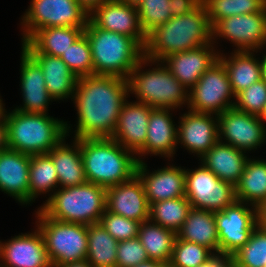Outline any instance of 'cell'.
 <instances>
[{"label":"cell","mask_w":266,"mask_h":267,"mask_svg":"<svg viewBox=\"0 0 266 267\" xmlns=\"http://www.w3.org/2000/svg\"><path fill=\"white\" fill-rule=\"evenodd\" d=\"M127 98V79L105 75L78 78L72 97L77 111L74 139L111 138Z\"/></svg>","instance_id":"cell-1"},{"label":"cell","mask_w":266,"mask_h":267,"mask_svg":"<svg viewBox=\"0 0 266 267\" xmlns=\"http://www.w3.org/2000/svg\"><path fill=\"white\" fill-rule=\"evenodd\" d=\"M212 42V27L205 5L173 17L146 35L144 58L161 62L172 54L196 49Z\"/></svg>","instance_id":"cell-2"},{"label":"cell","mask_w":266,"mask_h":267,"mask_svg":"<svg viewBox=\"0 0 266 267\" xmlns=\"http://www.w3.org/2000/svg\"><path fill=\"white\" fill-rule=\"evenodd\" d=\"M7 126L8 149L28 155L44 154L64 137L70 136V124L48 114L25 113L3 107Z\"/></svg>","instance_id":"cell-3"},{"label":"cell","mask_w":266,"mask_h":267,"mask_svg":"<svg viewBox=\"0 0 266 267\" xmlns=\"http://www.w3.org/2000/svg\"><path fill=\"white\" fill-rule=\"evenodd\" d=\"M80 151L87 182L108 188L136 174L135 153L111 138H82Z\"/></svg>","instance_id":"cell-4"},{"label":"cell","mask_w":266,"mask_h":267,"mask_svg":"<svg viewBox=\"0 0 266 267\" xmlns=\"http://www.w3.org/2000/svg\"><path fill=\"white\" fill-rule=\"evenodd\" d=\"M84 34L91 47L94 75L127 79L144 58V48L134 38L98 28L90 20Z\"/></svg>","instance_id":"cell-5"},{"label":"cell","mask_w":266,"mask_h":267,"mask_svg":"<svg viewBox=\"0 0 266 267\" xmlns=\"http://www.w3.org/2000/svg\"><path fill=\"white\" fill-rule=\"evenodd\" d=\"M149 64L156 67L144 70ZM127 82L129 97L134 94L138 102L153 108L175 110L189 103V90L162 62L143 58L129 74Z\"/></svg>","instance_id":"cell-6"},{"label":"cell","mask_w":266,"mask_h":267,"mask_svg":"<svg viewBox=\"0 0 266 267\" xmlns=\"http://www.w3.org/2000/svg\"><path fill=\"white\" fill-rule=\"evenodd\" d=\"M46 201V202H45ZM39 208L50 218L90 225L99 223L106 210V188L91 182L58 188Z\"/></svg>","instance_id":"cell-7"},{"label":"cell","mask_w":266,"mask_h":267,"mask_svg":"<svg viewBox=\"0 0 266 267\" xmlns=\"http://www.w3.org/2000/svg\"><path fill=\"white\" fill-rule=\"evenodd\" d=\"M36 227L41 232L52 267L85 260L88 251V225L67 223L36 211Z\"/></svg>","instance_id":"cell-8"},{"label":"cell","mask_w":266,"mask_h":267,"mask_svg":"<svg viewBox=\"0 0 266 267\" xmlns=\"http://www.w3.org/2000/svg\"><path fill=\"white\" fill-rule=\"evenodd\" d=\"M22 42L37 30L49 27L85 29L89 13L76 0H31L21 17Z\"/></svg>","instance_id":"cell-9"},{"label":"cell","mask_w":266,"mask_h":267,"mask_svg":"<svg viewBox=\"0 0 266 267\" xmlns=\"http://www.w3.org/2000/svg\"><path fill=\"white\" fill-rule=\"evenodd\" d=\"M200 164L198 168L185 169V197L192 208L223 211L236 201L235 187Z\"/></svg>","instance_id":"cell-10"},{"label":"cell","mask_w":266,"mask_h":267,"mask_svg":"<svg viewBox=\"0 0 266 267\" xmlns=\"http://www.w3.org/2000/svg\"><path fill=\"white\" fill-rule=\"evenodd\" d=\"M234 102L235 94L227 71L218 60L189 90L187 109L199 113L220 115L225 110L232 108Z\"/></svg>","instance_id":"cell-11"},{"label":"cell","mask_w":266,"mask_h":267,"mask_svg":"<svg viewBox=\"0 0 266 267\" xmlns=\"http://www.w3.org/2000/svg\"><path fill=\"white\" fill-rule=\"evenodd\" d=\"M224 38L236 47L233 51H258L266 48V7L252 14L231 16L212 27V43Z\"/></svg>","instance_id":"cell-12"},{"label":"cell","mask_w":266,"mask_h":267,"mask_svg":"<svg viewBox=\"0 0 266 267\" xmlns=\"http://www.w3.org/2000/svg\"><path fill=\"white\" fill-rule=\"evenodd\" d=\"M249 205L236 200L223 211L215 212L219 253L231 257L248 242L258 225L257 208Z\"/></svg>","instance_id":"cell-13"},{"label":"cell","mask_w":266,"mask_h":267,"mask_svg":"<svg viewBox=\"0 0 266 267\" xmlns=\"http://www.w3.org/2000/svg\"><path fill=\"white\" fill-rule=\"evenodd\" d=\"M218 130L220 142L246 153L257 150L266 143V125L259 116L242 112L234 107L218 115Z\"/></svg>","instance_id":"cell-14"},{"label":"cell","mask_w":266,"mask_h":267,"mask_svg":"<svg viewBox=\"0 0 266 267\" xmlns=\"http://www.w3.org/2000/svg\"><path fill=\"white\" fill-rule=\"evenodd\" d=\"M177 143L201 158L218 141V115L188 110L179 116Z\"/></svg>","instance_id":"cell-15"},{"label":"cell","mask_w":266,"mask_h":267,"mask_svg":"<svg viewBox=\"0 0 266 267\" xmlns=\"http://www.w3.org/2000/svg\"><path fill=\"white\" fill-rule=\"evenodd\" d=\"M89 20L98 28L134 38L143 48L146 35L139 24L138 9L118 0H107L89 13Z\"/></svg>","instance_id":"cell-16"},{"label":"cell","mask_w":266,"mask_h":267,"mask_svg":"<svg viewBox=\"0 0 266 267\" xmlns=\"http://www.w3.org/2000/svg\"><path fill=\"white\" fill-rule=\"evenodd\" d=\"M0 267H52L39 229L1 241Z\"/></svg>","instance_id":"cell-17"},{"label":"cell","mask_w":266,"mask_h":267,"mask_svg":"<svg viewBox=\"0 0 266 267\" xmlns=\"http://www.w3.org/2000/svg\"><path fill=\"white\" fill-rule=\"evenodd\" d=\"M216 50L217 47L211 42L196 49L167 56L161 62L182 85L190 90L203 73L219 60L220 51Z\"/></svg>","instance_id":"cell-18"},{"label":"cell","mask_w":266,"mask_h":267,"mask_svg":"<svg viewBox=\"0 0 266 267\" xmlns=\"http://www.w3.org/2000/svg\"><path fill=\"white\" fill-rule=\"evenodd\" d=\"M148 164L139 162L136 175L140 178L150 204L185 197V168L169 165L149 172Z\"/></svg>","instance_id":"cell-19"},{"label":"cell","mask_w":266,"mask_h":267,"mask_svg":"<svg viewBox=\"0 0 266 267\" xmlns=\"http://www.w3.org/2000/svg\"><path fill=\"white\" fill-rule=\"evenodd\" d=\"M106 210L141 223L149 220L150 205L136 174L125 182L106 188Z\"/></svg>","instance_id":"cell-20"},{"label":"cell","mask_w":266,"mask_h":267,"mask_svg":"<svg viewBox=\"0 0 266 267\" xmlns=\"http://www.w3.org/2000/svg\"><path fill=\"white\" fill-rule=\"evenodd\" d=\"M20 88L23 105L15 110L25 113L49 114L50 101L55 99L48 93L44 74L39 64L22 48L20 58ZM53 100V101H52Z\"/></svg>","instance_id":"cell-21"},{"label":"cell","mask_w":266,"mask_h":267,"mask_svg":"<svg viewBox=\"0 0 266 267\" xmlns=\"http://www.w3.org/2000/svg\"><path fill=\"white\" fill-rule=\"evenodd\" d=\"M171 111L174 110L163 108H153L151 110L145 146L136 154L138 162H142V157L146 154L161 155V157H167L169 161L170 158L173 159L176 148H178V125L174 124Z\"/></svg>","instance_id":"cell-22"},{"label":"cell","mask_w":266,"mask_h":267,"mask_svg":"<svg viewBox=\"0 0 266 267\" xmlns=\"http://www.w3.org/2000/svg\"><path fill=\"white\" fill-rule=\"evenodd\" d=\"M152 109L153 107L145 103L126 100L111 139L136 155L145 146L148 120Z\"/></svg>","instance_id":"cell-23"},{"label":"cell","mask_w":266,"mask_h":267,"mask_svg":"<svg viewBox=\"0 0 266 267\" xmlns=\"http://www.w3.org/2000/svg\"><path fill=\"white\" fill-rule=\"evenodd\" d=\"M30 155L6 149L0 152V190L21 205H29Z\"/></svg>","instance_id":"cell-24"},{"label":"cell","mask_w":266,"mask_h":267,"mask_svg":"<svg viewBox=\"0 0 266 267\" xmlns=\"http://www.w3.org/2000/svg\"><path fill=\"white\" fill-rule=\"evenodd\" d=\"M245 153L229 144L218 141L199 160L221 181L230 183L235 187L249 159Z\"/></svg>","instance_id":"cell-25"},{"label":"cell","mask_w":266,"mask_h":267,"mask_svg":"<svg viewBox=\"0 0 266 267\" xmlns=\"http://www.w3.org/2000/svg\"><path fill=\"white\" fill-rule=\"evenodd\" d=\"M64 137L48 154L56 169L59 188L78 186L87 182L80 151V139L66 144Z\"/></svg>","instance_id":"cell-26"},{"label":"cell","mask_w":266,"mask_h":267,"mask_svg":"<svg viewBox=\"0 0 266 267\" xmlns=\"http://www.w3.org/2000/svg\"><path fill=\"white\" fill-rule=\"evenodd\" d=\"M41 67L48 93L55 101L71 99L75 92L77 76L66 63L56 56L42 53H28Z\"/></svg>","instance_id":"cell-27"},{"label":"cell","mask_w":266,"mask_h":267,"mask_svg":"<svg viewBox=\"0 0 266 267\" xmlns=\"http://www.w3.org/2000/svg\"><path fill=\"white\" fill-rule=\"evenodd\" d=\"M75 27H49L37 30L27 41L21 42L27 53H42L60 57L83 33Z\"/></svg>","instance_id":"cell-28"},{"label":"cell","mask_w":266,"mask_h":267,"mask_svg":"<svg viewBox=\"0 0 266 267\" xmlns=\"http://www.w3.org/2000/svg\"><path fill=\"white\" fill-rule=\"evenodd\" d=\"M231 55L220 52L219 61L225 66L234 94L248 88L261 79V60L254 51H232Z\"/></svg>","instance_id":"cell-29"},{"label":"cell","mask_w":266,"mask_h":267,"mask_svg":"<svg viewBox=\"0 0 266 267\" xmlns=\"http://www.w3.org/2000/svg\"><path fill=\"white\" fill-rule=\"evenodd\" d=\"M179 239L194 242L219 253V239L215 221V212L192 208L177 232Z\"/></svg>","instance_id":"cell-30"},{"label":"cell","mask_w":266,"mask_h":267,"mask_svg":"<svg viewBox=\"0 0 266 267\" xmlns=\"http://www.w3.org/2000/svg\"><path fill=\"white\" fill-rule=\"evenodd\" d=\"M236 200L258 208L266 201V160L249 158L237 185Z\"/></svg>","instance_id":"cell-31"},{"label":"cell","mask_w":266,"mask_h":267,"mask_svg":"<svg viewBox=\"0 0 266 267\" xmlns=\"http://www.w3.org/2000/svg\"><path fill=\"white\" fill-rule=\"evenodd\" d=\"M177 233L150 220L142 222L138 238L145 247L149 260L170 263Z\"/></svg>","instance_id":"cell-32"},{"label":"cell","mask_w":266,"mask_h":267,"mask_svg":"<svg viewBox=\"0 0 266 267\" xmlns=\"http://www.w3.org/2000/svg\"><path fill=\"white\" fill-rule=\"evenodd\" d=\"M59 186L58 175L53 160L48 153L30 155L29 204L41 194L50 192L47 200Z\"/></svg>","instance_id":"cell-33"},{"label":"cell","mask_w":266,"mask_h":267,"mask_svg":"<svg viewBox=\"0 0 266 267\" xmlns=\"http://www.w3.org/2000/svg\"><path fill=\"white\" fill-rule=\"evenodd\" d=\"M118 241L100 223L88 225L86 260L93 267H116Z\"/></svg>","instance_id":"cell-34"},{"label":"cell","mask_w":266,"mask_h":267,"mask_svg":"<svg viewBox=\"0 0 266 267\" xmlns=\"http://www.w3.org/2000/svg\"><path fill=\"white\" fill-rule=\"evenodd\" d=\"M191 209L186 197L162 200L150 204L149 220L177 233Z\"/></svg>","instance_id":"cell-35"},{"label":"cell","mask_w":266,"mask_h":267,"mask_svg":"<svg viewBox=\"0 0 266 267\" xmlns=\"http://www.w3.org/2000/svg\"><path fill=\"white\" fill-rule=\"evenodd\" d=\"M213 27L219 20L242 14H252L266 7V0H202Z\"/></svg>","instance_id":"cell-36"},{"label":"cell","mask_w":266,"mask_h":267,"mask_svg":"<svg viewBox=\"0 0 266 267\" xmlns=\"http://www.w3.org/2000/svg\"><path fill=\"white\" fill-rule=\"evenodd\" d=\"M239 267H264L266 264V229L257 225L248 242L231 256Z\"/></svg>","instance_id":"cell-37"},{"label":"cell","mask_w":266,"mask_h":267,"mask_svg":"<svg viewBox=\"0 0 266 267\" xmlns=\"http://www.w3.org/2000/svg\"><path fill=\"white\" fill-rule=\"evenodd\" d=\"M60 58L77 78L94 75L91 47L84 33L69 46Z\"/></svg>","instance_id":"cell-38"},{"label":"cell","mask_w":266,"mask_h":267,"mask_svg":"<svg viewBox=\"0 0 266 267\" xmlns=\"http://www.w3.org/2000/svg\"><path fill=\"white\" fill-rule=\"evenodd\" d=\"M214 253L207 247L176 237L170 264L173 267H198Z\"/></svg>","instance_id":"cell-39"},{"label":"cell","mask_w":266,"mask_h":267,"mask_svg":"<svg viewBox=\"0 0 266 267\" xmlns=\"http://www.w3.org/2000/svg\"><path fill=\"white\" fill-rule=\"evenodd\" d=\"M169 0H142L137 7L139 24L147 35L154 28L171 19Z\"/></svg>","instance_id":"cell-40"},{"label":"cell","mask_w":266,"mask_h":267,"mask_svg":"<svg viewBox=\"0 0 266 267\" xmlns=\"http://www.w3.org/2000/svg\"><path fill=\"white\" fill-rule=\"evenodd\" d=\"M266 104V82L260 79L235 95L234 108L259 116Z\"/></svg>","instance_id":"cell-41"},{"label":"cell","mask_w":266,"mask_h":267,"mask_svg":"<svg viewBox=\"0 0 266 267\" xmlns=\"http://www.w3.org/2000/svg\"><path fill=\"white\" fill-rule=\"evenodd\" d=\"M99 223L117 241L138 237L141 222L113 214L107 210L101 216Z\"/></svg>","instance_id":"cell-42"},{"label":"cell","mask_w":266,"mask_h":267,"mask_svg":"<svg viewBox=\"0 0 266 267\" xmlns=\"http://www.w3.org/2000/svg\"><path fill=\"white\" fill-rule=\"evenodd\" d=\"M148 260L146 249L138 237L118 241L116 267H134Z\"/></svg>","instance_id":"cell-43"},{"label":"cell","mask_w":266,"mask_h":267,"mask_svg":"<svg viewBox=\"0 0 266 267\" xmlns=\"http://www.w3.org/2000/svg\"><path fill=\"white\" fill-rule=\"evenodd\" d=\"M202 0H169L171 18L188 14L197 8Z\"/></svg>","instance_id":"cell-44"},{"label":"cell","mask_w":266,"mask_h":267,"mask_svg":"<svg viewBox=\"0 0 266 267\" xmlns=\"http://www.w3.org/2000/svg\"><path fill=\"white\" fill-rule=\"evenodd\" d=\"M231 257L223 255L221 253L214 254L205 263L199 265L198 267H223Z\"/></svg>","instance_id":"cell-45"},{"label":"cell","mask_w":266,"mask_h":267,"mask_svg":"<svg viewBox=\"0 0 266 267\" xmlns=\"http://www.w3.org/2000/svg\"><path fill=\"white\" fill-rule=\"evenodd\" d=\"M8 148L7 143V126L5 122L4 113L0 114V152Z\"/></svg>","instance_id":"cell-46"},{"label":"cell","mask_w":266,"mask_h":267,"mask_svg":"<svg viewBox=\"0 0 266 267\" xmlns=\"http://www.w3.org/2000/svg\"><path fill=\"white\" fill-rule=\"evenodd\" d=\"M88 13L95 7L104 4L107 0H76Z\"/></svg>","instance_id":"cell-47"},{"label":"cell","mask_w":266,"mask_h":267,"mask_svg":"<svg viewBox=\"0 0 266 267\" xmlns=\"http://www.w3.org/2000/svg\"><path fill=\"white\" fill-rule=\"evenodd\" d=\"M258 225L266 229V201L257 208Z\"/></svg>","instance_id":"cell-48"},{"label":"cell","mask_w":266,"mask_h":267,"mask_svg":"<svg viewBox=\"0 0 266 267\" xmlns=\"http://www.w3.org/2000/svg\"><path fill=\"white\" fill-rule=\"evenodd\" d=\"M165 263L158 262L155 260H148L143 263H139L138 265L134 267H162Z\"/></svg>","instance_id":"cell-49"},{"label":"cell","mask_w":266,"mask_h":267,"mask_svg":"<svg viewBox=\"0 0 266 267\" xmlns=\"http://www.w3.org/2000/svg\"><path fill=\"white\" fill-rule=\"evenodd\" d=\"M61 267H93L86 259L78 262L67 263Z\"/></svg>","instance_id":"cell-50"},{"label":"cell","mask_w":266,"mask_h":267,"mask_svg":"<svg viewBox=\"0 0 266 267\" xmlns=\"http://www.w3.org/2000/svg\"><path fill=\"white\" fill-rule=\"evenodd\" d=\"M261 79L266 82V53L263 54L261 59Z\"/></svg>","instance_id":"cell-51"},{"label":"cell","mask_w":266,"mask_h":267,"mask_svg":"<svg viewBox=\"0 0 266 267\" xmlns=\"http://www.w3.org/2000/svg\"><path fill=\"white\" fill-rule=\"evenodd\" d=\"M121 1L123 3L129 4V5H134V6H138V4L142 1V0H118Z\"/></svg>","instance_id":"cell-52"},{"label":"cell","mask_w":266,"mask_h":267,"mask_svg":"<svg viewBox=\"0 0 266 267\" xmlns=\"http://www.w3.org/2000/svg\"><path fill=\"white\" fill-rule=\"evenodd\" d=\"M259 118H260V120L262 121L263 124L266 122V104L264 106V109H263L262 113L259 115Z\"/></svg>","instance_id":"cell-53"},{"label":"cell","mask_w":266,"mask_h":267,"mask_svg":"<svg viewBox=\"0 0 266 267\" xmlns=\"http://www.w3.org/2000/svg\"><path fill=\"white\" fill-rule=\"evenodd\" d=\"M223 267H239L232 259H230Z\"/></svg>","instance_id":"cell-54"},{"label":"cell","mask_w":266,"mask_h":267,"mask_svg":"<svg viewBox=\"0 0 266 267\" xmlns=\"http://www.w3.org/2000/svg\"><path fill=\"white\" fill-rule=\"evenodd\" d=\"M4 103H3V100H2V98L0 97V114L2 113V111H3V107H4Z\"/></svg>","instance_id":"cell-55"},{"label":"cell","mask_w":266,"mask_h":267,"mask_svg":"<svg viewBox=\"0 0 266 267\" xmlns=\"http://www.w3.org/2000/svg\"><path fill=\"white\" fill-rule=\"evenodd\" d=\"M162 267H173L170 263H165Z\"/></svg>","instance_id":"cell-56"}]
</instances>
